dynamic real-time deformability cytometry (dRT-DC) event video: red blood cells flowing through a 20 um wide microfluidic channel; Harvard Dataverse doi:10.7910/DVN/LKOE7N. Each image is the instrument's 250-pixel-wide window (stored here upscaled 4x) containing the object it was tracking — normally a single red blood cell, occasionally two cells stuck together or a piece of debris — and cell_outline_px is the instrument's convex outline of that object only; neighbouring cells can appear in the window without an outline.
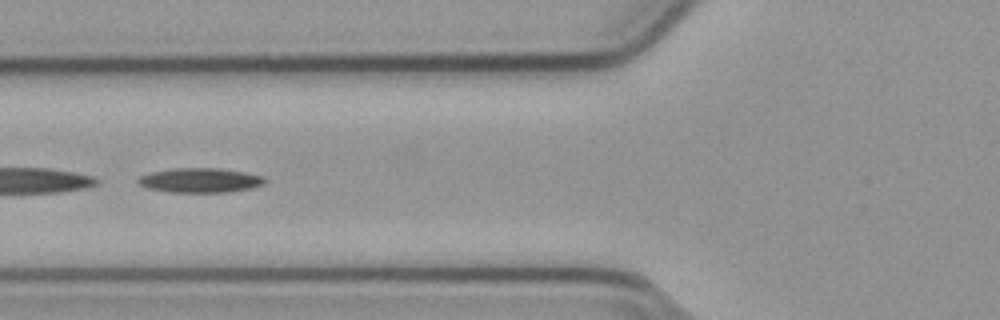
{"species": "common noctule bat (a hibernating species)", "species_latin": "Nyctalus noctula", "temperature_condition": "cold", "stored_images_in_passage": 52, "camera_frame_rate_fps": 3000, "um_per_image_px": 0.085, "animal": {"sex": "male", "body_mass_g": 23.1, "forearm_length_mm": 52.7}, "frame": {"image": 1, "passage_image": 20, "time_ms": 6.333, "image_size_px": [1000, 320], "cell_outline_px": [[264, 184], [252, 188], [228, 192], [168, 192], [148, 188], [140, 184], [136, 180], [140, 176], [152, 172], [176, 168], [220, 168], [244, 172], [264, 176]], "centroid_in_image_um": [17.02, 15.32], "position_along_channel_um": 108.8, "area_um2": 18.03}}
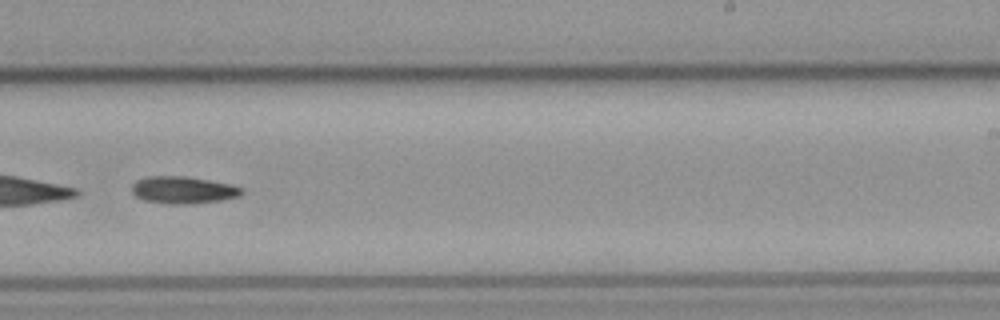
{"frame": {"image": 2, "passage_image": 33, "time_ms": 10.667, "image_size_px": [1000, 320], "cell_outline_px": [[244, 192], [240, 196], [220, 200], [188, 204], [172, 204], [144, 200], [136, 196], [132, 192], [132, 184], [136, 180], [144, 176], [184, 176], [232, 184], [244, 188]], "centroid_in_image_um": [15.57, 16.14], "position_along_channel_um": 273.4, "area_um2": 17.46}}
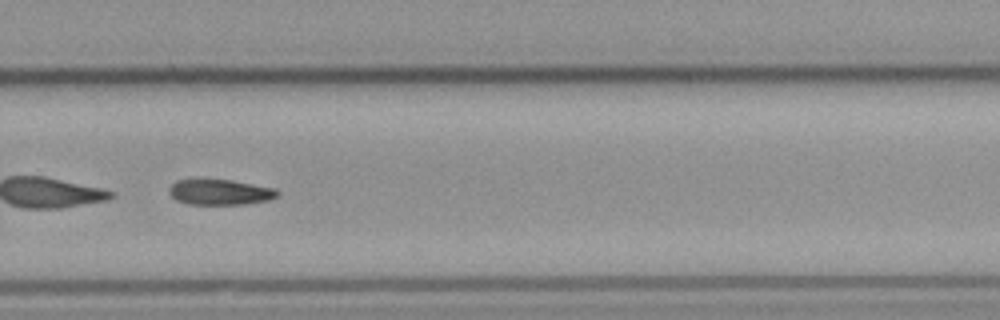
{"frame": {"image": 3, "passage_image": 36, "time_ms": 11.667, "image_size_px": [1000, 320], "cell_outline_px": [[280, 196], [268, 200], [244, 204], [188, 204], [176, 200], [168, 192], [168, 188], [176, 180], [232, 180], [276, 188], [280, 192]], "centroid_in_image_um": [18.74, 16.33], "position_along_channel_um": 311.1, "area_um2": 16.13}}